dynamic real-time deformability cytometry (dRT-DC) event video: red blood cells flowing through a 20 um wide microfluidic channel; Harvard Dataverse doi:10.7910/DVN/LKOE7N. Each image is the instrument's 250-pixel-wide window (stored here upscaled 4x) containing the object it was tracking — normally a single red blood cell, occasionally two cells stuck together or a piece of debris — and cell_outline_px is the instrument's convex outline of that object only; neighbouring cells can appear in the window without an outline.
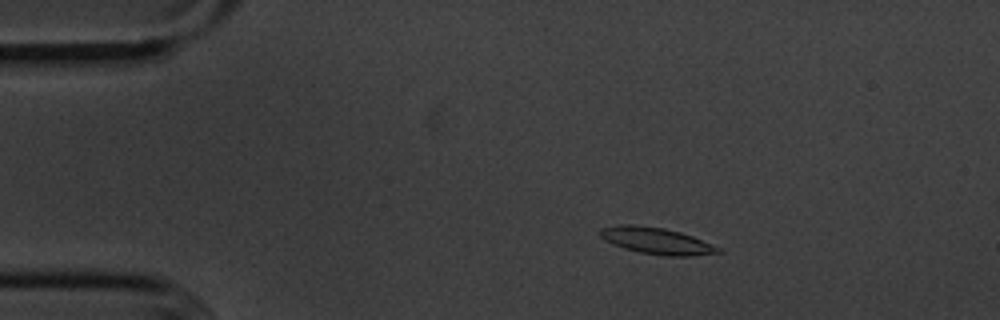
{"species": "common noctule bat (a hibernating species)", "species_latin": "Nyctalus noctula", "temperature_condition": "cold", "stored_images_in_passage": 8, "camera_frame_rate_fps": 3000, "um_per_image_px": 0.085, "animal": {"sex": "male", "body_mass_g": 20.1, "forearm_length_mm": 53.5}, "frame": {"image": 1, "passage_image": 1, "time_ms": 0.0, "image_size_px": [1000, 320], "cell_outline_px": [[724, 252], [692, 256], [664, 256], [640, 252], [624, 248], [612, 244], [604, 240], [596, 232], [600, 228], [620, 224], [636, 224], [664, 228], [680, 232], [692, 236], [712, 244], [720, 248]], "centroid_in_image_um": [55.77, 20.46], "position_along_channel_um": 29.2, "area_um2": 18.5}}